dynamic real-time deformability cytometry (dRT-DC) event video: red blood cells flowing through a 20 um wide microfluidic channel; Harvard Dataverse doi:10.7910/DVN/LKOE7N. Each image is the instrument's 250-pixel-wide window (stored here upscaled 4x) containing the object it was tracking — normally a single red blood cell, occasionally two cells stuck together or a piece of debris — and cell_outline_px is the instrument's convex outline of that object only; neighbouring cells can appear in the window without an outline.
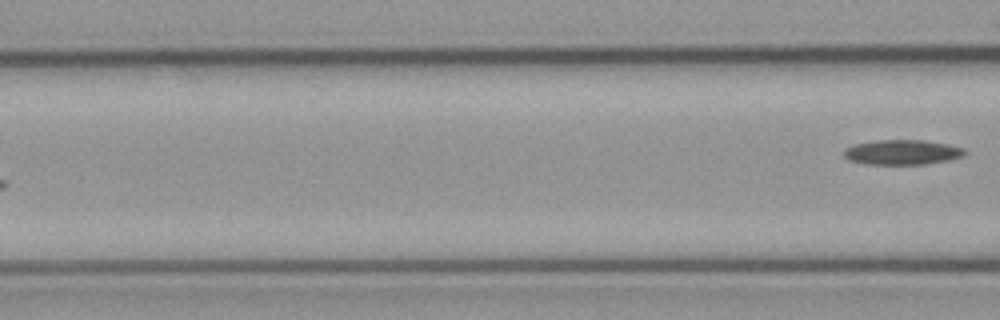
{"species": "common noctule bat (a hibernating species)", "species_latin": "Nyctalus noctula", "temperature_condition": "cold", "stored_images_in_passage": 6, "segment_of_instrument_passage": [2, 2], "camera_frame_rate_fps": 3000, "um_per_image_px": 0.085, "animal": {"sex": "male", "body_mass_g": 23.1, "forearm_length_mm": 52.7}, "frame": {"image": 1, "passage_image": 6, "time_ms": 6.333, "image_size_px": [1000, 320], "cell_outline_px": [[968, 152], [964, 156], [948, 160], [924, 164], [868, 164], [848, 160], [840, 152], [844, 148], [856, 144], [876, 140], [924, 140], [948, 144], [964, 148]], "centroid_in_image_um": [76.68, 12.93], "position_along_channel_um": 89.9, "area_um2": 17.69}}